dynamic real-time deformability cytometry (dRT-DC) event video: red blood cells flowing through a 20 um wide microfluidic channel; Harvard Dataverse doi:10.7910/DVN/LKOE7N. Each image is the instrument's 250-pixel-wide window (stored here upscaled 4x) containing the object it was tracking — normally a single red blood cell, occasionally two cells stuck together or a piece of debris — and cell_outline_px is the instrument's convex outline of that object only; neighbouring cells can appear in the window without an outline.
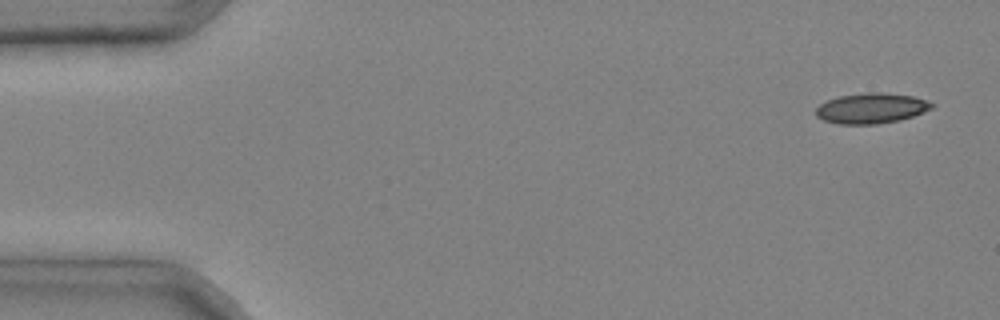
{"species": "common noctule bat (a hibernating species)", "species_latin": "Nyctalus noctula", "temperature_condition": "cold", "stored_images_in_passage": 3, "camera_frame_rate_fps": 3000, "um_per_image_px": 0.085, "animal": {"sex": "male", "body_mass_g": 20.4}, "frame": {"image": 1, "passage_image": 1, "time_ms": 0.0, "image_size_px": [1000, 320], "cell_outline_px": [[936, 104], [932, 108], [912, 116], [900, 120], [876, 124], [840, 124], [824, 120], [816, 116], [816, 108], [820, 104], [828, 100], [840, 96], [868, 92], [880, 92], [912, 96]], "centroid_in_image_um": [74.05, 9.2], "position_along_channel_um": 10.9, "area_um2": 20.29}}